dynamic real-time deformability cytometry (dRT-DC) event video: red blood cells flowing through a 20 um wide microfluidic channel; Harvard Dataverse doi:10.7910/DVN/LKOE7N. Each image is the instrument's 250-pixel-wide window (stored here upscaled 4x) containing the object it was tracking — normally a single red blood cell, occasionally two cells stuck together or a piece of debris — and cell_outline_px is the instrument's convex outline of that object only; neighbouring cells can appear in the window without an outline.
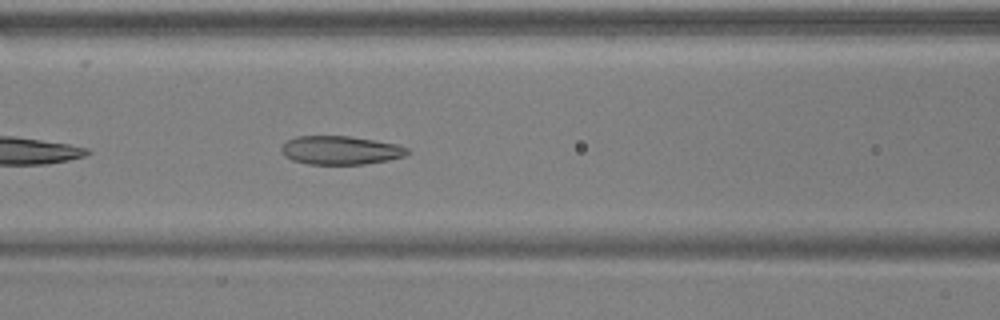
{"species": "common noctule bat (a hibernating species)", "species_latin": "Nyctalus noctula", "temperature_condition": "warm", "stored_images_in_passage": 26, "camera_frame_rate_fps": 3000, "um_per_image_px": 0.085, "animal": {"sex": "male", "body_mass_g": 17.9, "forearm_length_mm": 54.2}, "frame": {"image": 1, "passage_image": 8, "time_ms": 2.333, "image_size_px": [1000, 320], "cell_outline_px": [[412, 152], [404, 156], [388, 160], [364, 164], [308, 164], [292, 160], [284, 156], [280, 152], [280, 148], [288, 140], [296, 136], [348, 136], [396, 144], [408, 148]], "centroid_in_image_um": [28.93, 12.77], "position_along_channel_um": 137.7, "area_um2": 20.98}}
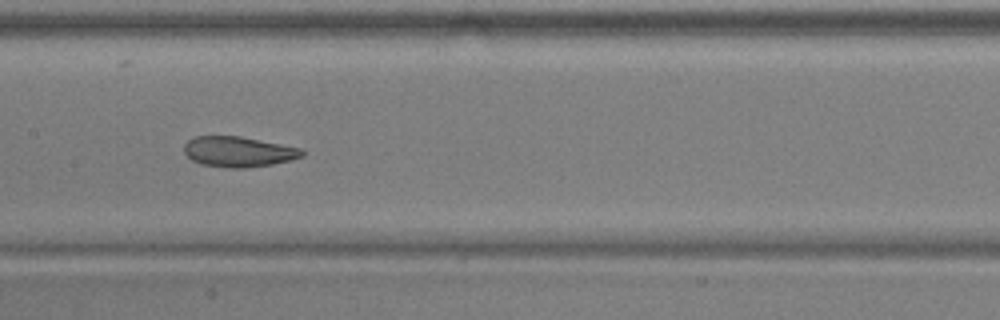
{"frame": {"image": 2, "passage_image": 12, "time_ms": 3.667, "image_size_px": [1000, 320], "cell_outline_px": [[304, 156], [292, 160], [272, 164], [244, 168], [232, 168], [200, 164], [192, 160], [184, 152], [184, 144], [188, 140], [196, 136], [240, 136], [300, 148], [304, 152]], "centroid_in_image_um": [20.26, 12.9], "position_along_channel_um": 187.1, "area_um2": 20.81}}